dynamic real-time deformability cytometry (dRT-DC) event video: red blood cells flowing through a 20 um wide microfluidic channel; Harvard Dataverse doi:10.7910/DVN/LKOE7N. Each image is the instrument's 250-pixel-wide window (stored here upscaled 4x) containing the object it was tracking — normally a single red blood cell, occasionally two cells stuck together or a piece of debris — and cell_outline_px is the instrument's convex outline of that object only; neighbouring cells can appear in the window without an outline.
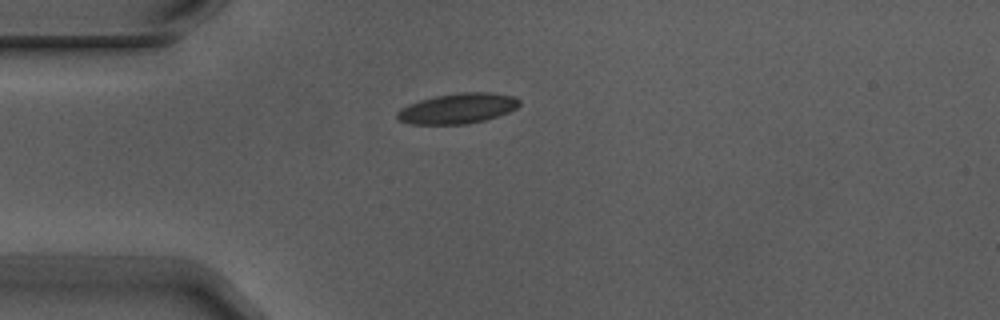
{"species": "Egyptian fruit bat (a non-hibernating species)", "species_latin": "Rousettus aegyptiacus", "temperature_condition": "warm", "stored_images_in_passage": 4, "camera_frame_rate_fps": 3000, "um_per_image_px": 0.085, "animal": {"sex": "male"}, "frame": {"image": 1, "passage_image": 1, "time_ms": 0.0, "image_size_px": [1000, 320], "cell_outline_px": [[520, 104], [516, 108], [508, 112], [484, 120], [464, 124], [408, 124], [400, 120], [396, 116], [396, 112], [408, 104], [420, 100], [436, 96], [460, 92], [488, 92], [516, 96], [520, 100]], "centroid_in_image_um": [38.91, 9.21], "position_along_channel_um": 46.1, "area_um2": 21.5}}
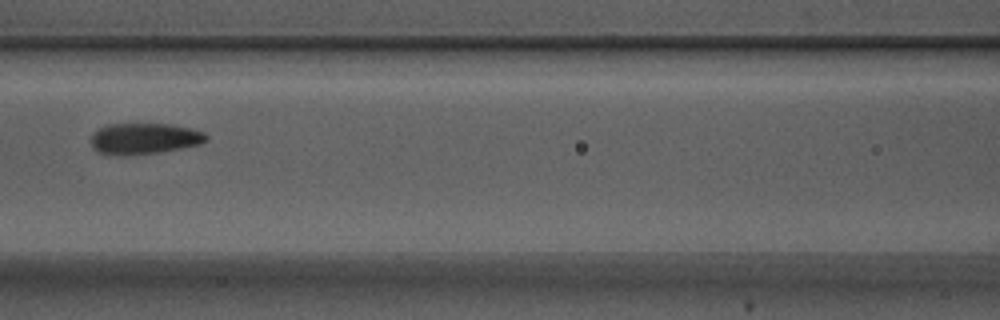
{"frame": {"image": 2, "passage_image": 4, "time_ms": 1.0, "image_size_px": [1000, 320], "cell_outline_px": [[208, 140], [200, 144], [160, 152], [128, 156], [120, 156], [100, 152], [92, 148], [92, 132], [108, 124], [172, 124], [192, 128], [204, 132], [208, 136]], "centroid_in_image_um": [12.28, 11.78], "position_along_channel_um": 154.3, "area_um2": 21.04}}